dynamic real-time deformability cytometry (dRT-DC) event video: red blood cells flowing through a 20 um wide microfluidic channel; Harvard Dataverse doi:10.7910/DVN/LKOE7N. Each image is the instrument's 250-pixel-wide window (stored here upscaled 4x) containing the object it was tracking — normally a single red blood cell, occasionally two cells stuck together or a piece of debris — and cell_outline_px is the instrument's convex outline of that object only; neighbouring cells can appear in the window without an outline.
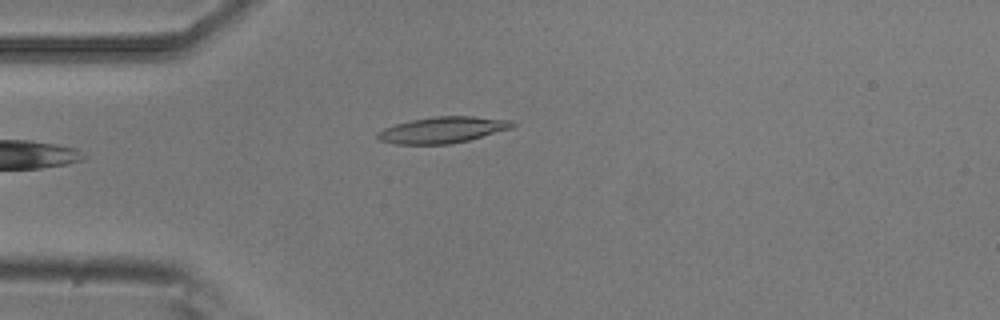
{"species": "common noctule bat (a hibernating species)", "species_latin": "Nyctalus noctula", "temperature_condition": "room temperature", "stored_images_in_passage": 2, "camera_frame_rate_fps": 3000, "um_per_image_px": 0.085, "animal": {"sex": "male", "body_mass_g": 20.5, "forearm_length_mm": 52.5}, "frame": {"image": 1, "passage_image": 2, "time_ms": 0.333, "image_size_px": [1000, 320], "cell_outline_px": [[516, 124], [512, 128], [468, 140], [452, 144], [396, 144], [380, 140], [376, 136], [384, 128], [396, 124], [412, 120], [432, 116], [472, 116], [512, 120]], "centroid_in_image_um": [37.65, 11.04], "position_along_channel_um": 47.3, "area_um2": 20.46}}